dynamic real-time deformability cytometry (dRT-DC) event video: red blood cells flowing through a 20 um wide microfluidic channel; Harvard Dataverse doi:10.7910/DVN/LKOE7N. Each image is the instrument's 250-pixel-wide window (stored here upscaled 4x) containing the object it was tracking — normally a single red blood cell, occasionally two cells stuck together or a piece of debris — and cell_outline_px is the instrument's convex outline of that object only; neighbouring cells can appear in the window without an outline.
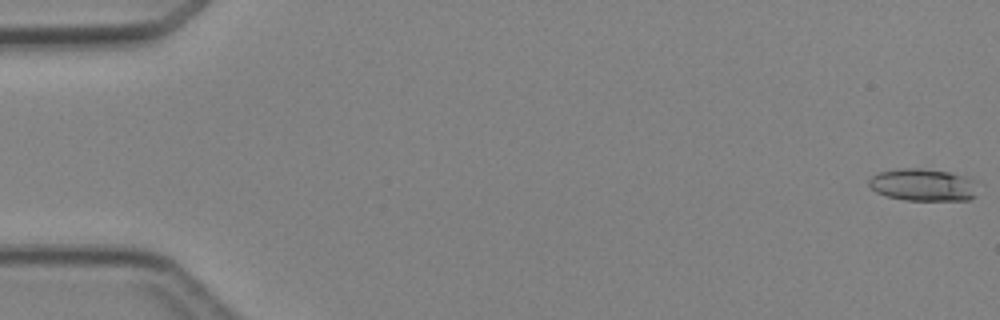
{"species": "Egyptian fruit bat (a non-hibernating species)", "species_latin": "Rousettus aegyptiacus", "temperature_condition": "cold", "stored_images_in_passage": 4, "camera_frame_rate_fps": 3000, "um_per_image_px": 0.085, "animal": {"sex": "female"}, "frame": {"image": 1, "passage_image": 1, "time_ms": 0.0, "image_size_px": [1000, 320], "cell_outline_px": [[976, 196], [968, 200], [904, 200], [888, 196], [876, 192], [868, 184], [868, 180], [872, 176], [880, 172], [900, 168], [920, 168], [948, 172], [972, 180]], "centroid_in_image_um": [78.39, 15.72], "position_along_channel_um": 6.6, "area_um2": 20.11}}
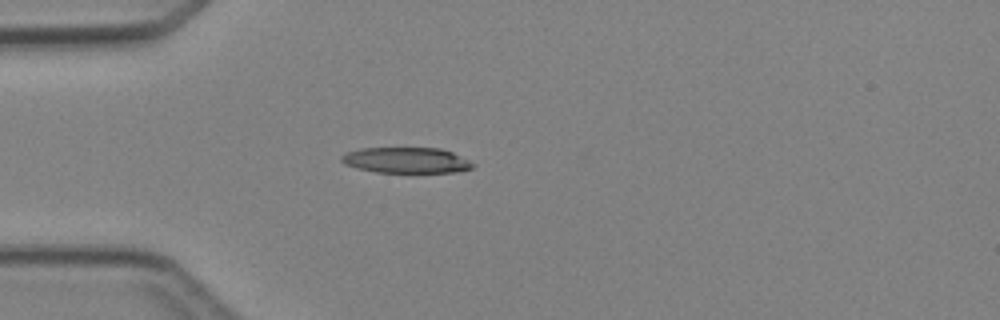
{"frame": {"image": 2, "passage_image": 4, "time_ms": 4.333, "image_size_px": [1000, 320], "cell_outline_px": [[476, 164], [472, 168], [456, 172], [376, 172], [356, 168], [344, 164], [340, 160], [340, 156], [348, 152], [360, 148], [440, 148], [452, 152]], "centroid_in_image_um": [34.51, 13.62], "position_along_channel_um": 50.5, "area_um2": 19.65}}